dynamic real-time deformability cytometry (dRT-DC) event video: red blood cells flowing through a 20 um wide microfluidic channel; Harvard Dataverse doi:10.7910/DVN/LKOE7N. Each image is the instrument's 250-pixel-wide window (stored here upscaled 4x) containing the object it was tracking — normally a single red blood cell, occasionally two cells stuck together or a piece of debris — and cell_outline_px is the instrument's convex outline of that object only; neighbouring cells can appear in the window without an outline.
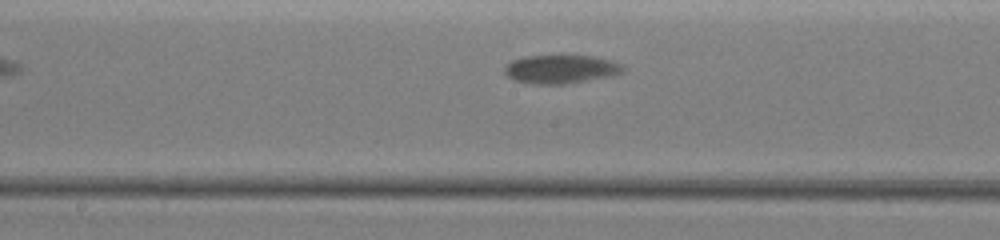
{"species": "common noctule bat (a hibernating species)", "species_latin": "Nyctalus noctula", "temperature_condition": "warm", "stored_images_in_passage": 13, "camera_frame_rate_fps": 3000, "um_per_image_px": 0.085, "animal": {"sex": "female", "body_mass_g": 19.5, "forearm_length_mm": 54.1}, "frame": {"image": 1, "passage_image": 6, "time_ms": 2.333, "image_size_px": [1000, 240], "cell_outline_px": [[624, 68], [620, 72], [604, 76], [564, 84], [536, 84], [516, 80], [508, 76], [504, 72], [504, 68], [512, 60], [524, 56], [592, 56], [608, 60], [620, 64]], "centroid_in_image_um": [47.58, 5.87], "position_along_channel_um": 200.6, "area_um2": 18.96}}
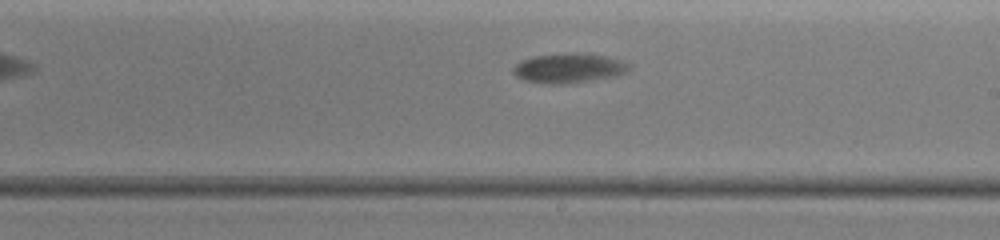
{"frame": {"image": 2, "passage_image": 8, "time_ms": 3.333, "image_size_px": [1000, 240], "cell_outline_px": [[624, 72], [608, 76], [588, 80], [564, 84], [556, 84], [524, 80], [516, 76], [512, 72], [512, 68], [520, 60], [532, 56], [600, 56], [616, 60], [624, 64]], "centroid_in_image_um": [48.11, 5.84], "position_along_channel_um": 240.9, "area_um2": 17.98}}
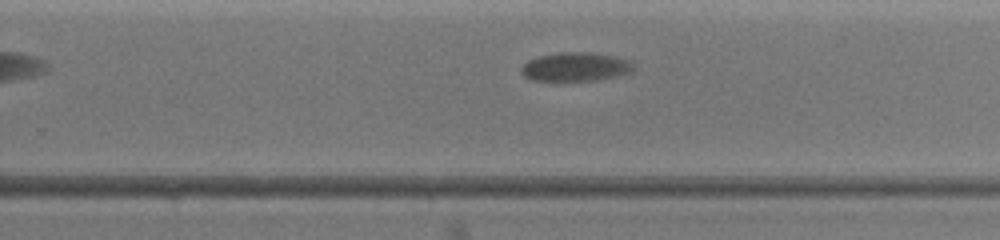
{"frame": {"image": 3, "passage_image": 10, "time_ms": 4.333, "image_size_px": [1000, 240], "cell_outline_px": [[636, 68], [632, 72], [620, 76], [600, 80], [528, 80], [520, 72], [520, 68], [528, 60], [540, 56], [556, 52], [588, 52], [612, 56], [628, 60]], "centroid_in_image_um": [48.92, 5.69], "position_along_channel_um": 280.9, "area_um2": 18.96}}